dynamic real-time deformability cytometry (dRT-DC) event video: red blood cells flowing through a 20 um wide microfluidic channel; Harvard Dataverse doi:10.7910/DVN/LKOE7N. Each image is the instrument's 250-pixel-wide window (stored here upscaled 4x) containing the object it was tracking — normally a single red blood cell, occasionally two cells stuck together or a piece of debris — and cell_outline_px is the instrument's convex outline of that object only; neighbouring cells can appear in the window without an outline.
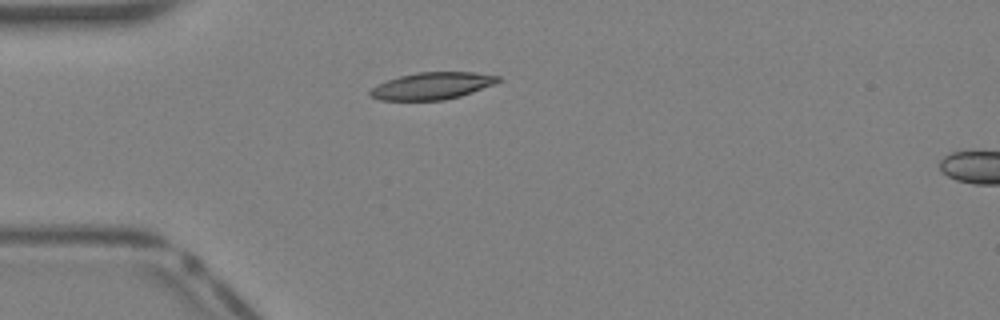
{"species": "Egyptian fruit bat (a non-hibernating species)", "species_latin": "Rousettus aegyptiacus", "temperature_condition": "warm", "stored_images_in_passage": 30, "camera_frame_rate_fps": 3000, "um_per_image_px": 0.085, "animal": {"sex": "female"}, "frame": {"image": 1, "passage_image": 1, "time_ms": 0.0, "image_size_px": [1000, 320], "cell_outline_px": [[500, 80], [496, 84], [460, 96], [444, 100], [380, 100], [368, 96], [368, 92], [372, 88], [388, 80], [400, 76], [416, 72], [476, 72], [500, 76]], "centroid_in_image_um": [36.75, 7.3], "position_along_channel_um": 48.3, "area_um2": 20.17}}
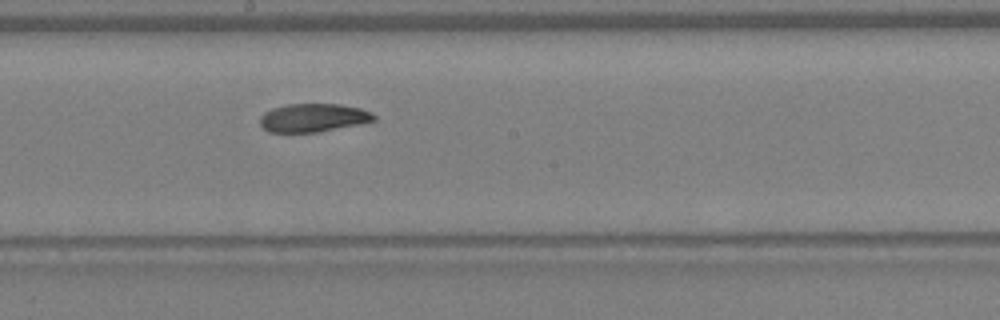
{"frame": {"image": 2, "passage_image": 12, "time_ms": 3.667, "image_size_px": [1000, 320], "cell_outline_px": [[376, 120], [360, 124], [316, 132], [268, 132], [260, 124], [260, 116], [264, 112], [272, 108], [284, 104], [340, 104], [360, 108], [372, 112], [376, 116]], "centroid_in_image_um": [26.62, 10.0], "position_along_channel_um": 221.6, "area_um2": 18.9}}
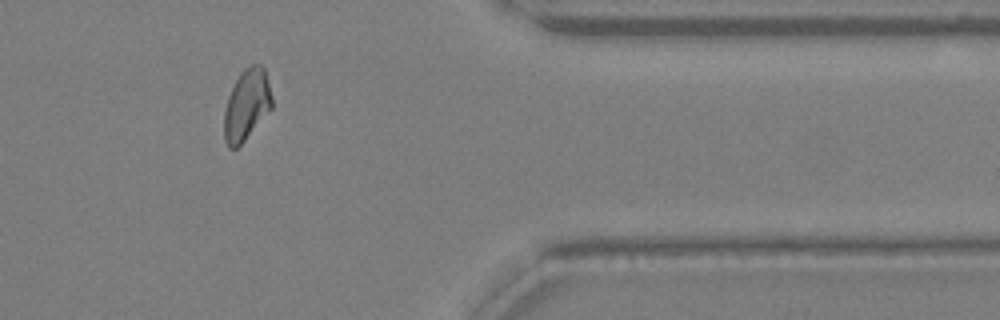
{"frame": {"image": 3, "passage_image": 23, "time_ms": 7.333, "image_size_px": [1000, 320], "cell_outline_px": [[272, 108], [244, 140], [236, 148], [228, 148], [224, 140], [224, 112], [228, 96], [240, 72], [244, 68], [252, 64], [260, 64], [264, 68], [272, 96]], "centroid_in_image_um": [20.95, 8.9], "position_along_channel_um": 390.4, "area_um2": 19.65}}